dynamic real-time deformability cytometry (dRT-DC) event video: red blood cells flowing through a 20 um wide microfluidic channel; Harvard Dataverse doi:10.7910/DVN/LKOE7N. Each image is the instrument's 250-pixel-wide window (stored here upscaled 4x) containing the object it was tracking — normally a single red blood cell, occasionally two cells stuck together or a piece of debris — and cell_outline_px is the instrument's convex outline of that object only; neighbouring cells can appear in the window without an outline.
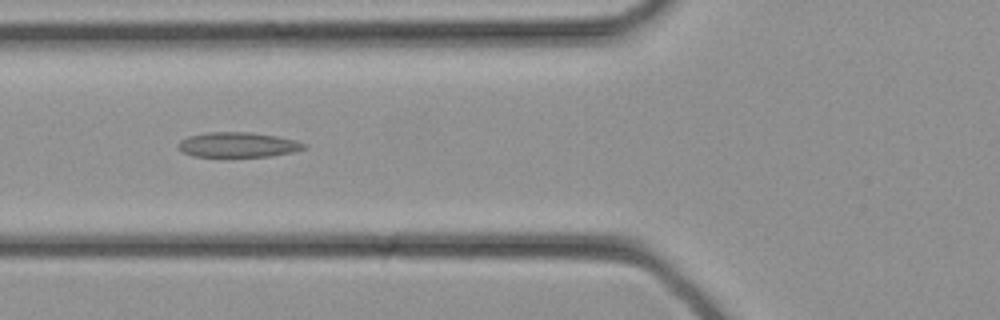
{"species": "common noctule bat (a hibernating species)", "species_latin": "Nyctalus noctula", "temperature_condition": "cold", "stored_images_in_passage": 27, "camera_frame_rate_fps": 3000, "um_per_image_px": 0.085, "animal": {"sex": "female", "body_mass_g": 21.9}, "frame": {"image": 1, "passage_image": 6, "time_ms": 1.667, "image_size_px": [1000, 320], "cell_outline_px": [[308, 148], [292, 152], [272, 156], [192, 156], [176, 148], [176, 144], [180, 140], [188, 136], [208, 132], [252, 132], [276, 136], [296, 140], [308, 144]], "centroid_in_image_um": [20.23, 12.3], "position_along_channel_um": 105.6, "area_um2": 18.44}}
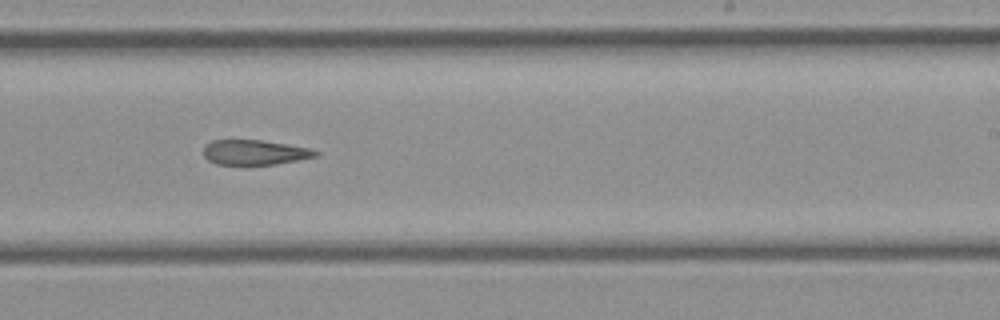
{"frame": {"image": 2, "passage_image": 14, "time_ms": 4.333, "image_size_px": [1000, 320], "cell_outline_px": [[320, 156], [276, 164], [216, 164], [208, 160], [204, 156], [204, 144], [212, 140], [260, 140], [312, 148], [320, 152]], "centroid_in_image_um": [21.68, 12.94], "position_along_channel_um": 267.3, "area_um2": 16.36}}
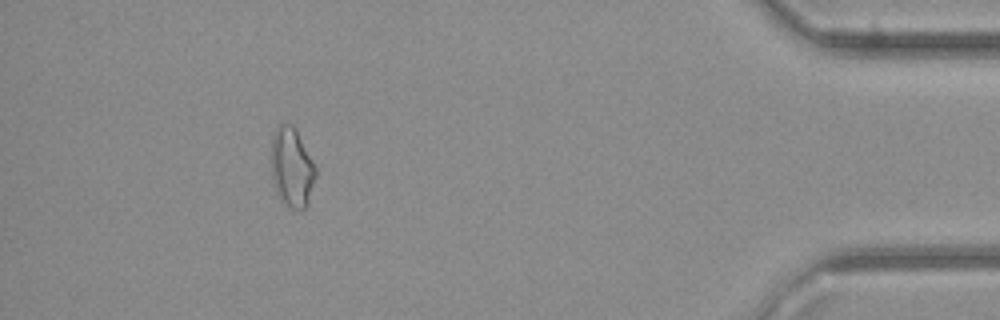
{"frame": {"image": 3, "passage_image": 24, "time_ms": 7.667, "image_size_px": [1000, 320], "cell_outline_px": [[316, 176], [308, 204], [304, 208], [292, 208], [280, 200], [276, 192], [272, 176], [272, 136], [276, 128], [280, 124], [292, 124], [296, 128], [316, 168]], "centroid_in_image_um": [24.81, 14.22], "position_along_channel_um": 410.4, "area_um2": 20.4}}